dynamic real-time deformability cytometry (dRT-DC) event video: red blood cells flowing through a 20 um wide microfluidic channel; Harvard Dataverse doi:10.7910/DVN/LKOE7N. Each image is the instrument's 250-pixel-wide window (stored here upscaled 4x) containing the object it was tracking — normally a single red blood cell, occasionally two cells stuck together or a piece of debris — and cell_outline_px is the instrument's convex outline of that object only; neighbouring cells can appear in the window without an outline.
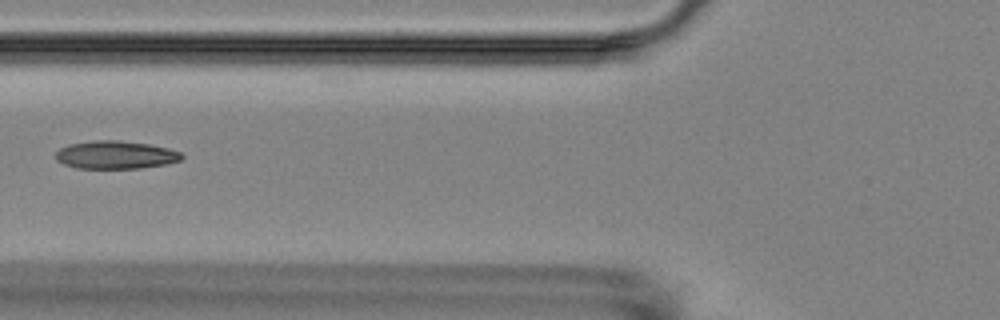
{"species": "Egyptian fruit bat (a non-hibernating species)", "species_latin": "Rousettus aegyptiacus", "temperature_condition": "room temperature", "stored_images_in_passage": 6, "camera_frame_rate_fps": 3000, "um_per_image_px": 0.085, "animal": {"sex": "female"}, "frame": {"image": 1, "passage_image": 6, "time_ms": 6.0, "image_size_px": [1000, 320], "cell_outline_px": [[184, 156], [180, 160], [164, 164], [140, 168], [76, 168], [64, 164], [56, 160], [56, 152], [60, 148], [68, 144], [96, 140], [120, 140], [148, 144], [168, 148], [180, 152]], "centroid_in_image_um": [9.8, 13.16], "position_along_channel_um": 116.0, "area_um2": 20.46}}